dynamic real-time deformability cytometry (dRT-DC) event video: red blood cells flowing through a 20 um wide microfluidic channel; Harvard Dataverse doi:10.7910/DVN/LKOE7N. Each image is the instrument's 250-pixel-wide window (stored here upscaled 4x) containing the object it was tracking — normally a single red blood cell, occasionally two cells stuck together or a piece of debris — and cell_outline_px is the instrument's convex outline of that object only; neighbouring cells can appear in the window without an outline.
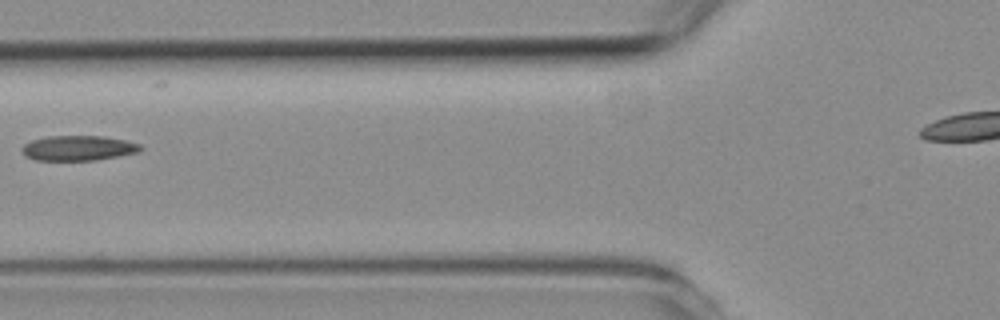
{"species": "common noctule bat (a hibernating species)", "species_latin": "Nyctalus noctula", "temperature_condition": "room temperature", "stored_images_in_passage": 8, "camera_frame_rate_fps": 3000, "um_per_image_px": 0.085, "animal": {"sex": "female", "body_mass_g": 19.3, "forearm_length_mm": 54.1}, "frame": {"image": 1, "passage_image": 7, "time_ms": 7.0, "image_size_px": [1000, 320], "cell_outline_px": [[144, 148], [140, 152], [96, 160], [36, 160], [24, 156], [20, 148], [24, 144], [32, 140], [44, 136], [104, 136], [124, 140], [140, 144]], "centroid_in_image_um": [6.64, 12.58], "position_along_channel_um": 119.2, "area_um2": 17.46}}
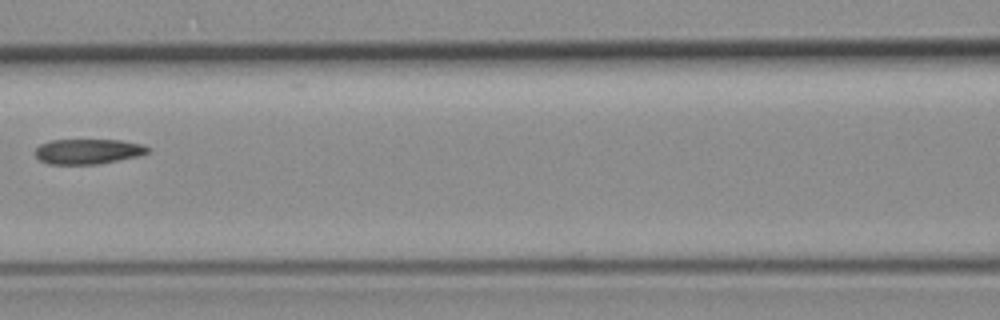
{"frame": {"image": 2, "passage_image": 8, "time_ms": 8.0, "image_size_px": [1000, 320], "cell_outline_px": [[148, 152], [140, 156], [96, 164], [48, 164], [40, 160], [36, 156], [36, 148], [40, 144], [52, 140], [120, 140], [144, 144], [148, 148]], "centroid_in_image_um": [7.49, 12.87], "position_along_channel_um": 159.1, "area_um2": 16.42}}